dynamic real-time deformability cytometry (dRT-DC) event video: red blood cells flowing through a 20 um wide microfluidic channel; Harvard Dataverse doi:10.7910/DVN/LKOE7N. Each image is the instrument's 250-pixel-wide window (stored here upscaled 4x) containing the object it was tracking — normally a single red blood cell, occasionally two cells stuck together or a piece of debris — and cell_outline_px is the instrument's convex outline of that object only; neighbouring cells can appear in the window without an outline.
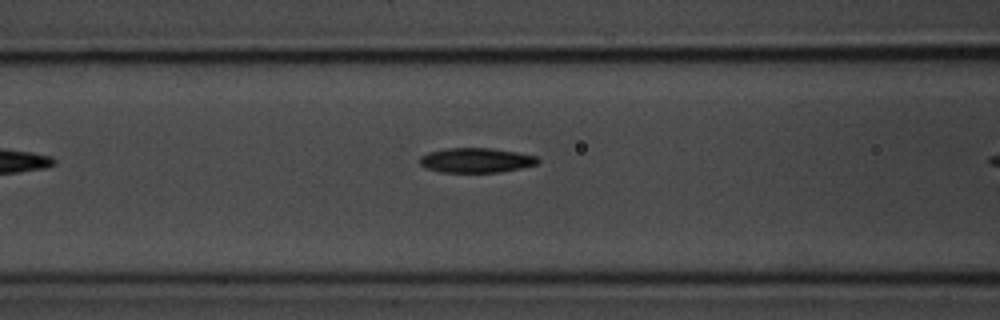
{"species": "common noctule bat (a hibernating species)", "species_latin": "Nyctalus noctula", "temperature_condition": "room temperature", "stored_images_in_passage": 9, "camera_frame_rate_fps": 3000, "um_per_image_px": 0.085, "animal": {"sex": "male", "body_mass_g": 20.1, "forearm_length_mm": 53.5}, "frame": {"image": 1, "passage_image": 8, "time_ms": 2.333, "image_size_px": [1000, 320], "cell_outline_px": [[540, 160], [536, 164], [520, 168], [500, 172], [440, 172], [428, 168], [420, 164], [420, 156], [428, 152], [448, 148], [492, 148], [516, 152], [536, 156]], "centroid_in_image_um": [40.46, 13.62], "position_along_channel_um": 126.1, "area_um2": 16.88}}